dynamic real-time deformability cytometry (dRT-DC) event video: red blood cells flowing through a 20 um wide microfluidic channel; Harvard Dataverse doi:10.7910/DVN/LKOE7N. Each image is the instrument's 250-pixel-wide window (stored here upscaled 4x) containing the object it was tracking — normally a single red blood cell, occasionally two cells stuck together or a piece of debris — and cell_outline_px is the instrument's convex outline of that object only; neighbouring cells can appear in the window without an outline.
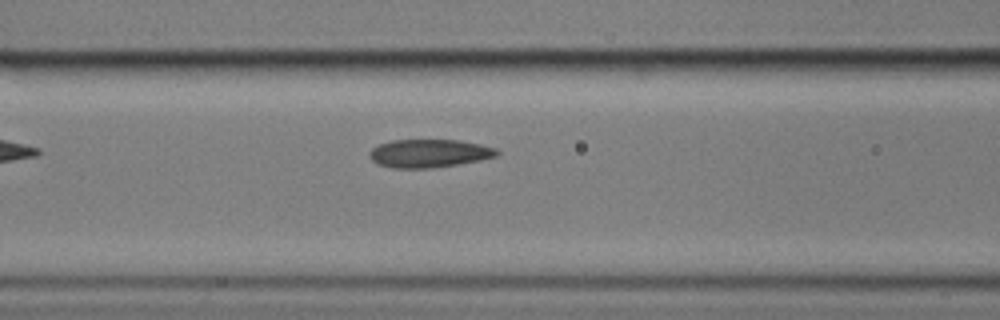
{"species": "common noctule bat (a hibernating species)", "species_latin": "Nyctalus noctula", "temperature_condition": "cold", "stored_images_in_passage": 6, "camera_frame_rate_fps": 3000, "um_per_image_px": 0.085, "animal": {"sex": "male", "body_mass_g": 17.9}, "frame": {"image": 1, "passage_image": 6, "time_ms": 6.0, "image_size_px": [1000, 320], "cell_outline_px": [[500, 152], [496, 156], [480, 160], [432, 168], [392, 168], [380, 164], [372, 160], [368, 156], [368, 152], [372, 148], [380, 144], [392, 140], [460, 140], [480, 144], [496, 148]], "centroid_in_image_um": [36.47, 13.03], "position_along_channel_um": 130.1, "area_um2": 20.87}}